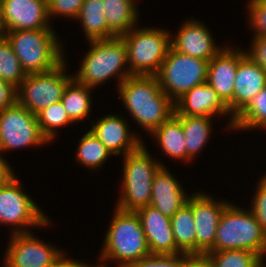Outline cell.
I'll use <instances>...</instances> for the list:
<instances>
[{
  "mask_svg": "<svg viewBox=\"0 0 266 267\" xmlns=\"http://www.w3.org/2000/svg\"><path fill=\"white\" fill-rule=\"evenodd\" d=\"M178 31L171 48L180 53L210 61L223 49L216 46L210 30L198 20L186 21Z\"/></svg>",
  "mask_w": 266,
  "mask_h": 267,
  "instance_id": "d6986e66",
  "label": "cell"
},
{
  "mask_svg": "<svg viewBox=\"0 0 266 267\" xmlns=\"http://www.w3.org/2000/svg\"><path fill=\"white\" fill-rule=\"evenodd\" d=\"M246 54L266 71V36L254 37Z\"/></svg>",
  "mask_w": 266,
  "mask_h": 267,
  "instance_id": "8d00e7d4",
  "label": "cell"
},
{
  "mask_svg": "<svg viewBox=\"0 0 266 267\" xmlns=\"http://www.w3.org/2000/svg\"><path fill=\"white\" fill-rule=\"evenodd\" d=\"M247 51H238L231 48H223L208 63L207 81L217 91L221 99L228 105L232 115L229 128L232 129L235 117H233L234 79L239 61Z\"/></svg>",
  "mask_w": 266,
  "mask_h": 267,
  "instance_id": "9a60e30c",
  "label": "cell"
},
{
  "mask_svg": "<svg viewBox=\"0 0 266 267\" xmlns=\"http://www.w3.org/2000/svg\"><path fill=\"white\" fill-rule=\"evenodd\" d=\"M206 254L212 267H264L263 258L247 250L232 249Z\"/></svg>",
  "mask_w": 266,
  "mask_h": 267,
  "instance_id": "4dcf8cb0",
  "label": "cell"
},
{
  "mask_svg": "<svg viewBox=\"0 0 266 267\" xmlns=\"http://www.w3.org/2000/svg\"><path fill=\"white\" fill-rule=\"evenodd\" d=\"M36 117L42 134L49 142L56 136L57 127L73 123L61 101L42 109Z\"/></svg>",
  "mask_w": 266,
  "mask_h": 267,
  "instance_id": "1f68e13d",
  "label": "cell"
},
{
  "mask_svg": "<svg viewBox=\"0 0 266 267\" xmlns=\"http://www.w3.org/2000/svg\"><path fill=\"white\" fill-rule=\"evenodd\" d=\"M11 43L23 71L28 74L45 73L55 69L64 60L62 44L51 29L2 32Z\"/></svg>",
  "mask_w": 266,
  "mask_h": 267,
  "instance_id": "3957f363",
  "label": "cell"
},
{
  "mask_svg": "<svg viewBox=\"0 0 266 267\" xmlns=\"http://www.w3.org/2000/svg\"><path fill=\"white\" fill-rule=\"evenodd\" d=\"M266 86V71L247 54L239 61L234 79L233 117Z\"/></svg>",
  "mask_w": 266,
  "mask_h": 267,
  "instance_id": "ffe728a7",
  "label": "cell"
},
{
  "mask_svg": "<svg viewBox=\"0 0 266 267\" xmlns=\"http://www.w3.org/2000/svg\"><path fill=\"white\" fill-rule=\"evenodd\" d=\"M47 0H0V34L17 30L53 29Z\"/></svg>",
  "mask_w": 266,
  "mask_h": 267,
  "instance_id": "7c38bea8",
  "label": "cell"
},
{
  "mask_svg": "<svg viewBox=\"0 0 266 267\" xmlns=\"http://www.w3.org/2000/svg\"><path fill=\"white\" fill-rule=\"evenodd\" d=\"M77 150L76 160L94 170L100 168L112 155L90 130L80 139Z\"/></svg>",
  "mask_w": 266,
  "mask_h": 267,
  "instance_id": "f1b7e54d",
  "label": "cell"
},
{
  "mask_svg": "<svg viewBox=\"0 0 266 267\" xmlns=\"http://www.w3.org/2000/svg\"><path fill=\"white\" fill-rule=\"evenodd\" d=\"M167 168L161 167L152 181V197L150 205L158 209L163 215L171 218L184 204L188 196L185 195L180 183Z\"/></svg>",
  "mask_w": 266,
  "mask_h": 267,
  "instance_id": "44dd1931",
  "label": "cell"
},
{
  "mask_svg": "<svg viewBox=\"0 0 266 267\" xmlns=\"http://www.w3.org/2000/svg\"><path fill=\"white\" fill-rule=\"evenodd\" d=\"M127 121L122 117L107 115L97 122H91L90 131L109 150L111 154L123 155L136 151L143 142L129 131ZM130 132V133H129Z\"/></svg>",
  "mask_w": 266,
  "mask_h": 267,
  "instance_id": "e0dca14e",
  "label": "cell"
},
{
  "mask_svg": "<svg viewBox=\"0 0 266 267\" xmlns=\"http://www.w3.org/2000/svg\"><path fill=\"white\" fill-rule=\"evenodd\" d=\"M172 230L176 247L186 254H195V223L192 214V196L171 217Z\"/></svg>",
  "mask_w": 266,
  "mask_h": 267,
  "instance_id": "cb8c5ba5",
  "label": "cell"
},
{
  "mask_svg": "<svg viewBox=\"0 0 266 267\" xmlns=\"http://www.w3.org/2000/svg\"><path fill=\"white\" fill-rule=\"evenodd\" d=\"M18 57L13 52L11 43L0 34V79L18 88L25 79Z\"/></svg>",
  "mask_w": 266,
  "mask_h": 267,
  "instance_id": "f546056e",
  "label": "cell"
},
{
  "mask_svg": "<svg viewBox=\"0 0 266 267\" xmlns=\"http://www.w3.org/2000/svg\"><path fill=\"white\" fill-rule=\"evenodd\" d=\"M266 128V86L253 100L235 117L232 128L248 130Z\"/></svg>",
  "mask_w": 266,
  "mask_h": 267,
  "instance_id": "83f0119b",
  "label": "cell"
},
{
  "mask_svg": "<svg viewBox=\"0 0 266 267\" xmlns=\"http://www.w3.org/2000/svg\"><path fill=\"white\" fill-rule=\"evenodd\" d=\"M88 41L108 39V25L103 0H84L77 16Z\"/></svg>",
  "mask_w": 266,
  "mask_h": 267,
  "instance_id": "484cf974",
  "label": "cell"
},
{
  "mask_svg": "<svg viewBox=\"0 0 266 267\" xmlns=\"http://www.w3.org/2000/svg\"><path fill=\"white\" fill-rule=\"evenodd\" d=\"M183 267H212L207 254L183 253Z\"/></svg>",
  "mask_w": 266,
  "mask_h": 267,
  "instance_id": "f35d334b",
  "label": "cell"
},
{
  "mask_svg": "<svg viewBox=\"0 0 266 267\" xmlns=\"http://www.w3.org/2000/svg\"><path fill=\"white\" fill-rule=\"evenodd\" d=\"M145 145L124 155L123 182L117 208L126 211L150 205L152 181L157 171L164 167L160 161L152 160Z\"/></svg>",
  "mask_w": 266,
  "mask_h": 267,
  "instance_id": "8992f818",
  "label": "cell"
},
{
  "mask_svg": "<svg viewBox=\"0 0 266 267\" xmlns=\"http://www.w3.org/2000/svg\"><path fill=\"white\" fill-rule=\"evenodd\" d=\"M90 50L83 57L80 70L73 78L80 84L96 88L100 83L117 77L118 86L127 77L132 76L129 69L127 48L122 37L89 41ZM125 70H122V69Z\"/></svg>",
  "mask_w": 266,
  "mask_h": 267,
  "instance_id": "5b68a950",
  "label": "cell"
},
{
  "mask_svg": "<svg viewBox=\"0 0 266 267\" xmlns=\"http://www.w3.org/2000/svg\"><path fill=\"white\" fill-rule=\"evenodd\" d=\"M229 203L216 202L205 193L192 194V214L195 223V254H206L213 247L219 219Z\"/></svg>",
  "mask_w": 266,
  "mask_h": 267,
  "instance_id": "5bb4252c",
  "label": "cell"
},
{
  "mask_svg": "<svg viewBox=\"0 0 266 267\" xmlns=\"http://www.w3.org/2000/svg\"><path fill=\"white\" fill-rule=\"evenodd\" d=\"M151 134L167 156L186 161L184 130L181 120L175 114Z\"/></svg>",
  "mask_w": 266,
  "mask_h": 267,
  "instance_id": "603a6c76",
  "label": "cell"
},
{
  "mask_svg": "<svg viewBox=\"0 0 266 267\" xmlns=\"http://www.w3.org/2000/svg\"><path fill=\"white\" fill-rule=\"evenodd\" d=\"M127 267H183V253L150 254Z\"/></svg>",
  "mask_w": 266,
  "mask_h": 267,
  "instance_id": "d6a6232c",
  "label": "cell"
},
{
  "mask_svg": "<svg viewBox=\"0 0 266 267\" xmlns=\"http://www.w3.org/2000/svg\"><path fill=\"white\" fill-rule=\"evenodd\" d=\"M208 63L170 48L155 76L162 91L175 102L193 87L206 83Z\"/></svg>",
  "mask_w": 266,
  "mask_h": 267,
  "instance_id": "ba28073f",
  "label": "cell"
},
{
  "mask_svg": "<svg viewBox=\"0 0 266 267\" xmlns=\"http://www.w3.org/2000/svg\"><path fill=\"white\" fill-rule=\"evenodd\" d=\"M74 267H92V266H88V264L82 263V262H78ZM94 267V266H93ZM95 267H106L103 261V264L101 263V265H97Z\"/></svg>",
  "mask_w": 266,
  "mask_h": 267,
  "instance_id": "b9f144b4",
  "label": "cell"
},
{
  "mask_svg": "<svg viewBox=\"0 0 266 267\" xmlns=\"http://www.w3.org/2000/svg\"><path fill=\"white\" fill-rule=\"evenodd\" d=\"M183 126L185 144H186V161L196 156L209 138L210 131L212 130L211 117L209 116H177Z\"/></svg>",
  "mask_w": 266,
  "mask_h": 267,
  "instance_id": "d4e9b609",
  "label": "cell"
},
{
  "mask_svg": "<svg viewBox=\"0 0 266 267\" xmlns=\"http://www.w3.org/2000/svg\"><path fill=\"white\" fill-rule=\"evenodd\" d=\"M146 236L150 254H180L175 244L171 218L151 205L136 210Z\"/></svg>",
  "mask_w": 266,
  "mask_h": 267,
  "instance_id": "2e32d148",
  "label": "cell"
},
{
  "mask_svg": "<svg viewBox=\"0 0 266 267\" xmlns=\"http://www.w3.org/2000/svg\"><path fill=\"white\" fill-rule=\"evenodd\" d=\"M247 250L260 255L266 253V232L252 211L228 204L219 219L214 247L209 252Z\"/></svg>",
  "mask_w": 266,
  "mask_h": 267,
  "instance_id": "277c9868",
  "label": "cell"
},
{
  "mask_svg": "<svg viewBox=\"0 0 266 267\" xmlns=\"http://www.w3.org/2000/svg\"><path fill=\"white\" fill-rule=\"evenodd\" d=\"M91 90V87L78 83L74 78L65 87L61 102L74 123L89 115Z\"/></svg>",
  "mask_w": 266,
  "mask_h": 267,
  "instance_id": "4316f807",
  "label": "cell"
},
{
  "mask_svg": "<svg viewBox=\"0 0 266 267\" xmlns=\"http://www.w3.org/2000/svg\"><path fill=\"white\" fill-rule=\"evenodd\" d=\"M35 114L18 101L0 111V153L10 149L47 144Z\"/></svg>",
  "mask_w": 266,
  "mask_h": 267,
  "instance_id": "8fae6325",
  "label": "cell"
},
{
  "mask_svg": "<svg viewBox=\"0 0 266 267\" xmlns=\"http://www.w3.org/2000/svg\"><path fill=\"white\" fill-rule=\"evenodd\" d=\"M84 0H47L48 16L62 15L77 18Z\"/></svg>",
  "mask_w": 266,
  "mask_h": 267,
  "instance_id": "e575fe53",
  "label": "cell"
},
{
  "mask_svg": "<svg viewBox=\"0 0 266 267\" xmlns=\"http://www.w3.org/2000/svg\"><path fill=\"white\" fill-rule=\"evenodd\" d=\"M40 210L28 194L23 193L17 177L0 186V224L19 227L11 234L29 233L25 228L48 225V217Z\"/></svg>",
  "mask_w": 266,
  "mask_h": 267,
  "instance_id": "30bf717a",
  "label": "cell"
},
{
  "mask_svg": "<svg viewBox=\"0 0 266 267\" xmlns=\"http://www.w3.org/2000/svg\"><path fill=\"white\" fill-rule=\"evenodd\" d=\"M65 63L63 61L49 72L26 75L17 88V101L35 115L61 101L65 87L73 79L65 74Z\"/></svg>",
  "mask_w": 266,
  "mask_h": 267,
  "instance_id": "9c48e42d",
  "label": "cell"
},
{
  "mask_svg": "<svg viewBox=\"0 0 266 267\" xmlns=\"http://www.w3.org/2000/svg\"><path fill=\"white\" fill-rule=\"evenodd\" d=\"M176 116H209L231 114L228 105L207 83L195 86L174 102Z\"/></svg>",
  "mask_w": 266,
  "mask_h": 267,
  "instance_id": "ac0fdd59",
  "label": "cell"
},
{
  "mask_svg": "<svg viewBox=\"0 0 266 267\" xmlns=\"http://www.w3.org/2000/svg\"><path fill=\"white\" fill-rule=\"evenodd\" d=\"M135 0H103L108 25V39L121 37L135 28L138 20Z\"/></svg>",
  "mask_w": 266,
  "mask_h": 267,
  "instance_id": "7402d4cb",
  "label": "cell"
},
{
  "mask_svg": "<svg viewBox=\"0 0 266 267\" xmlns=\"http://www.w3.org/2000/svg\"><path fill=\"white\" fill-rule=\"evenodd\" d=\"M117 87L125 108L149 134L175 112L174 102L162 91L156 76L132 75Z\"/></svg>",
  "mask_w": 266,
  "mask_h": 267,
  "instance_id": "6da1fadb",
  "label": "cell"
},
{
  "mask_svg": "<svg viewBox=\"0 0 266 267\" xmlns=\"http://www.w3.org/2000/svg\"><path fill=\"white\" fill-rule=\"evenodd\" d=\"M9 163L0 153V186L8 182L14 175Z\"/></svg>",
  "mask_w": 266,
  "mask_h": 267,
  "instance_id": "ab89813d",
  "label": "cell"
},
{
  "mask_svg": "<svg viewBox=\"0 0 266 267\" xmlns=\"http://www.w3.org/2000/svg\"><path fill=\"white\" fill-rule=\"evenodd\" d=\"M115 209L99 259L115 260L118 267H127L149 256L150 250L136 211Z\"/></svg>",
  "mask_w": 266,
  "mask_h": 267,
  "instance_id": "7a4b0ae2",
  "label": "cell"
},
{
  "mask_svg": "<svg viewBox=\"0 0 266 267\" xmlns=\"http://www.w3.org/2000/svg\"><path fill=\"white\" fill-rule=\"evenodd\" d=\"M11 235L4 267H45L63 252L30 232Z\"/></svg>",
  "mask_w": 266,
  "mask_h": 267,
  "instance_id": "4fadbf2b",
  "label": "cell"
},
{
  "mask_svg": "<svg viewBox=\"0 0 266 267\" xmlns=\"http://www.w3.org/2000/svg\"><path fill=\"white\" fill-rule=\"evenodd\" d=\"M247 8L254 37L266 36V0H250Z\"/></svg>",
  "mask_w": 266,
  "mask_h": 267,
  "instance_id": "836d02e7",
  "label": "cell"
},
{
  "mask_svg": "<svg viewBox=\"0 0 266 267\" xmlns=\"http://www.w3.org/2000/svg\"><path fill=\"white\" fill-rule=\"evenodd\" d=\"M66 255L63 252L57 256L50 264L45 267H74L79 261L66 259Z\"/></svg>",
  "mask_w": 266,
  "mask_h": 267,
  "instance_id": "60d3db41",
  "label": "cell"
},
{
  "mask_svg": "<svg viewBox=\"0 0 266 267\" xmlns=\"http://www.w3.org/2000/svg\"><path fill=\"white\" fill-rule=\"evenodd\" d=\"M258 188L253 197L252 206L250 207L261 225L262 229L266 232V178L262 177L257 184Z\"/></svg>",
  "mask_w": 266,
  "mask_h": 267,
  "instance_id": "d590c367",
  "label": "cell"
},
{
  "mask_svg": "<svg viewBox=\"0 0 266 267\" xmlns=\"http://www.w3.org/2000/svg\"><path fill=\"white\" fill-rule=\"evenodd\" d=\"M131 75L155 76L171 48V34L158 28L131 29L121 36ZM171 38V39H170Z\"/></svg>",
  "mask_w": 266,
  "mask_h": 267,
  "instance_id": "52a82bcc",
  "label": "cell"
},
{
  "mask_svg": "<svg viewBox=\"0 0 266 267\" xmlns=\"http://www.w3.org/2000/svg\"><path fill=\"white\" fill-rule=\"evenodd\" d=\"M17 88L0 79V111L17 102Z\"/></svg>",
  "mask_w": 266,
  "mask_h": 267,
  "instance_id": "74e56055",
  "label": "cell"
}]
</instances>
